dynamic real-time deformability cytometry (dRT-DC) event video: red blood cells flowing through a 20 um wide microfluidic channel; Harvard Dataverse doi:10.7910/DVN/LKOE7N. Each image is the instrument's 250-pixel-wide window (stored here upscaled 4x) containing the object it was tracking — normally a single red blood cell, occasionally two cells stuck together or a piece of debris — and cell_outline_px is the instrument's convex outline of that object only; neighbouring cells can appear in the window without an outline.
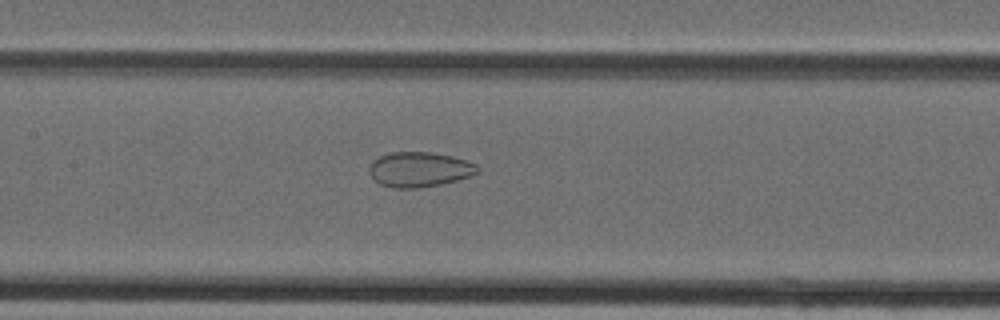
{"species": "Egyptian fruit bat (a non-hibernating species)", "species_latin": "Rousettus aegyptiacus", "temperature_condition": "cold", "stored_images_in_passage": 46, "camera_frame_rate_fps": 3000, "um_per_image_px": 0.085, "animal": {"sex": "female"}, "frame": {"image": 1, "passage_image": 22, "time_ms": 7.0, "image_size_px": [1000, 320], "cell_outline_px": [[480, 172], [472, 176], [440, 184], [420, 188], [392, 188], [380, 184], [368, 172], [368, 168], [372, 160], [380, 156], [392, 152], [432, 152], [452, 156], [468, 160], [476, 164], [480, 168]], "centroid_in_image_um": [35.67, 14.4], "position_along_channel_um": 171.7, "area_um2": 22.31}}
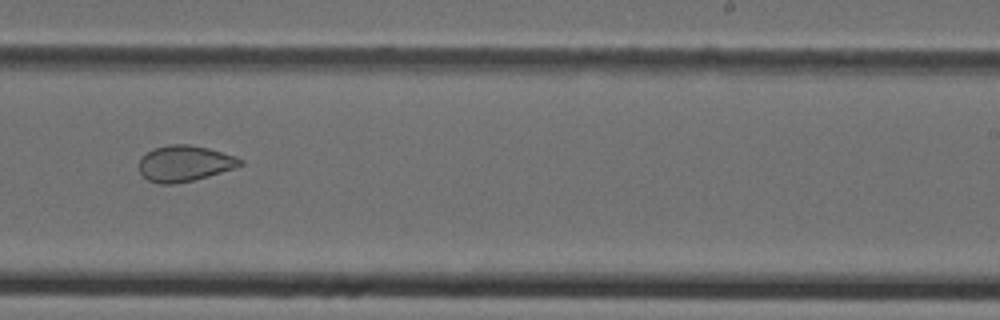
{"frame": {"image": 2, "passage_image": 29, "time_ms": 9.333, "image_size_px": [1000, 320], "cell_outline_px": [[244, 164], [236, 168], [208, 176], [176, 184], [160, 184], [148, 180], [140, 172], [140, 160], [148, 152], [156, 148], [168, 144], [188, 144], [208, 148], [236, 156], [244, 160]], "centroid_in_image_um": [15.74, 13.89], "position_along_channel_um": 273.3, "area_um2": 21.1}}
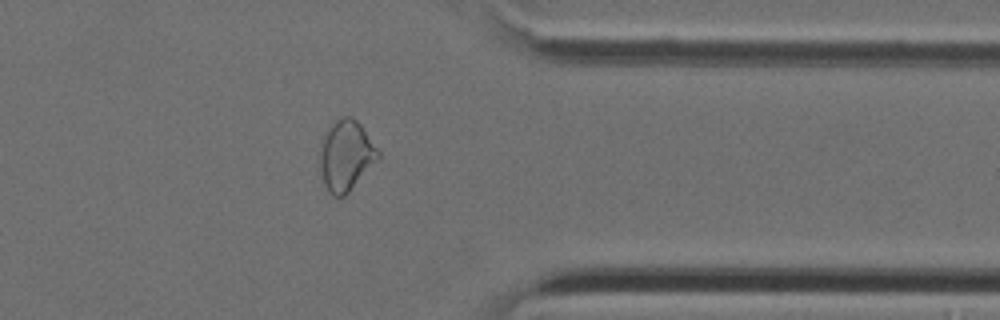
{"frame": {"image": 3, "passage_image": 37, "time_ms": 12.0, "image_size_px": [1000, 320], "cell_outline_px": [[380, 160], [344, 196], [332, 196], [328, 192], [324, 184], [320, 172], [320, 140], [328, 128], [336, 120], [344, 116], [352, 116], [360, 124], [380, 152]], "centroid_in_image_um": [29.41, 13.23], "position_along_channel_um": 382.0, "area_um2": 24.16}}